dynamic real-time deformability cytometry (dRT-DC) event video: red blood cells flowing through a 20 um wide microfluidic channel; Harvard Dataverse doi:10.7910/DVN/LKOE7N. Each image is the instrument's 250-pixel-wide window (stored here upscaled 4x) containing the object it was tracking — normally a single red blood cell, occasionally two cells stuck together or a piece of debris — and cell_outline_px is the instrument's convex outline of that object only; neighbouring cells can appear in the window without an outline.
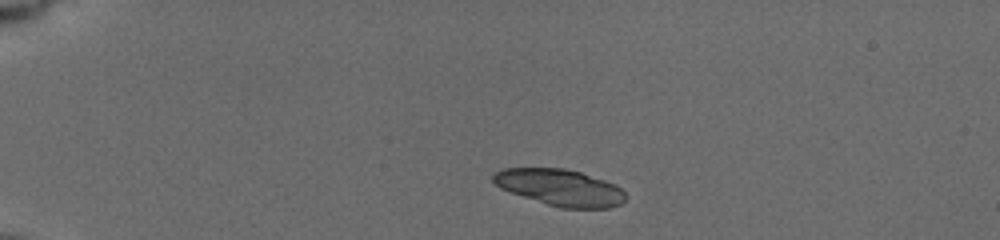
{"species": "common noctule bat (a hibernating species)", "species_latin": "Nyctalus noctula", "temperature_condition": "cold", "stored_images_in_passage": 4, "camera_frame_rate_fps": 3000, "um_per_image_px": 0.085, "animal": {"sex": "female", "body_mass_g": 19.5, "forearm_length_mm": 54.1}, "frame": {"image": 1, "passage_image": 2, "time_ms": 1.667, "image_size_px": [1000, 240], "cell_outline_px": [[628, 196], [620, 204], [608, 208], [560, 208], [500, 188], [492, 180], [492, 176], [496, 172], [504, 168], [564, 168], [580, 172], [616, 184]], "centroid_in_image_um": [47.63, 15.93], "position_along_channel_um": 37.4, "area_um2": 27.92}}